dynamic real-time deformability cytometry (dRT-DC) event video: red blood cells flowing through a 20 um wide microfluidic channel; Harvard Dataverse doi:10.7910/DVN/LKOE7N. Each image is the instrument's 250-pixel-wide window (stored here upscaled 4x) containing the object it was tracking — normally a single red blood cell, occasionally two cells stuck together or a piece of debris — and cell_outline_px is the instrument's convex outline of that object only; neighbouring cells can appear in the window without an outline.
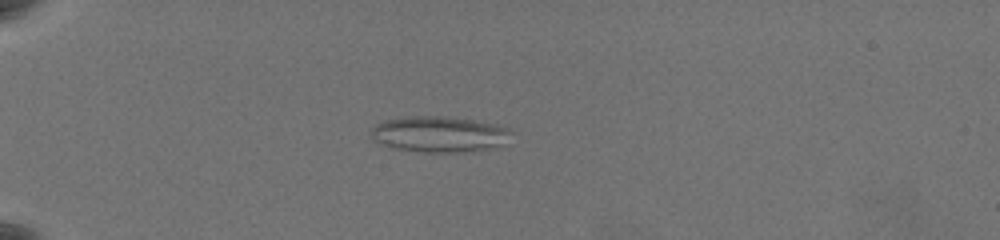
{"species": "common noctule bat (a hibernating species)", "species_latin": "Nyctalus noctula", "temperature_condition": "warm", "stored_images_in_passage": 64, "camera_frame_rate_fps": 3000, "um_per_image_px": 0.085, "animal": {"sex": "female", "body_mass_g": 19.5, "forearm_length_mm": 54.1}, "frame": {"image": 1, "passage_image": 21, "time_ms": 6.667, "image_size_px": [1000, 240], "cell_outline_px": [[512, 132], [496, 148], [464, 152], [424, 152], [388, 148], [380, 144], [368, 136], [368, 132], [376, 124], [384, 120], [408, 116], [444, 116], [500, 124], [508, 128]], "centroid_in_image_um": [37.26, 11.41], "position_along_channel_um": 47.7, "area_um2": 29.71}}
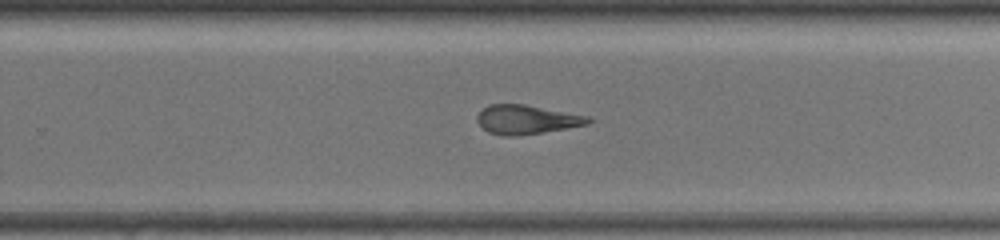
{"frame": {"image": 2, "passage_image": 45, "time_ms": 14.667, "image_size_px": [1000, 240], "cell_outline_px": [[592, 120], [588, 124], [568, 128], [544, 132], [516, 136], [500, 136], [488, 132], [476, 120], [476, 116], [488, 104], [524, 104], [588, 116]], "centroid_in_image_um": [44.74, 10.17], "position_along_channel_um": 285.1, "area_um2": 18.79}}
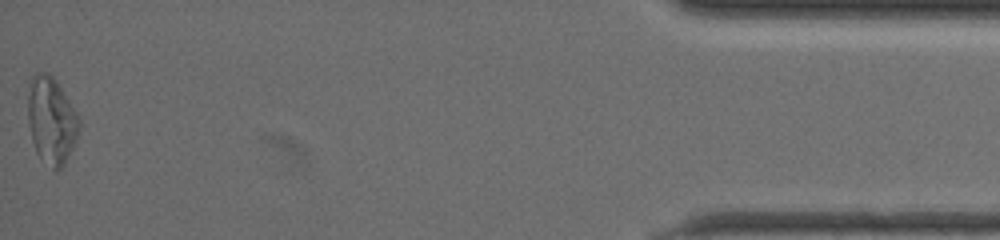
{"frame": {"image": 3, "passage_image": 64, "time_ms": 21.0, "image_size_px": [1000, 240], "cell_outline_px": [[80, 128], [76, 140], [64, 164], [56, 172], [40, 160], [36, 152], [32, 140], [28, 124], [28, 80], [36, 72], [48, 72], [56, 80], [80, 116]], "centroid_in_image_um": [4.36, 10.22], "position_along_channel_um": 430.8, "area_um2": 26.47}, "authors_computed_cell_mechanics": {"area_um2": 23.9581, "velocity_mm_per_s": 3.5081, "shape_relaxation_time_tau1_ms": null, "shape_relaxation_time_tau2_ms": 2.5522, "deformation_change_tau1": null, "deformation_change_tau2": 0.1379}}